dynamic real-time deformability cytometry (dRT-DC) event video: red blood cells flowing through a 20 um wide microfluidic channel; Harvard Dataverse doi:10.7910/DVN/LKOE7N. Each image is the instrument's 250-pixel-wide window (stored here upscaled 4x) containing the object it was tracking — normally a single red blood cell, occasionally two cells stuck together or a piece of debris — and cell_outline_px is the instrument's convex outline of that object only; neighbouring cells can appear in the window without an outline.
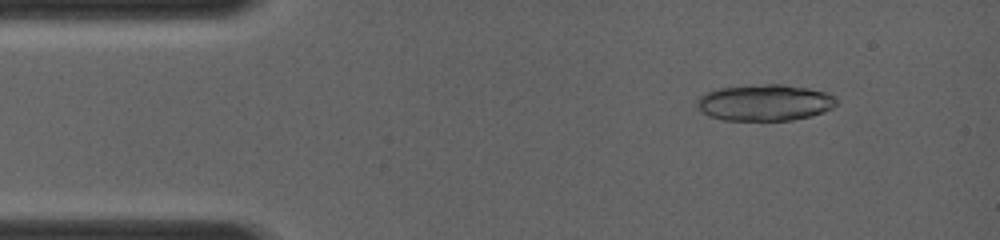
{"species": "common noctule bat (a hibernating species)", "species_latin": "Nyctalus noctula", "temperature_condition": "room temperature", "stored_images_in_passage": 12, "camera_frame_rate_fps": 4000, "um_per_image_px": 0.085, "animal": {"sex": "female", "body_mass_g": 19.0, "forearm_length_mm": 56.7}, "frame": {"image": 1, "passage_image": 6, "time_ms": 1.25, "image_size_px": [1000, 240], "cell_outline_px": [[836, 104], [832, 108], [824, 112], [812, 116], [792, 120], [724, 120], [708, 116], [700, 112], [696, 104], [696, 100], [704, 92], [720, 88], [764, 84], [784, 84], [808, 88], [824, 92], [832, 96], [836, 100]], "centroid_in_image_um": [64.96, 8.73], "position_along_channel_um": 20.0, "area_um2": 29.65}}